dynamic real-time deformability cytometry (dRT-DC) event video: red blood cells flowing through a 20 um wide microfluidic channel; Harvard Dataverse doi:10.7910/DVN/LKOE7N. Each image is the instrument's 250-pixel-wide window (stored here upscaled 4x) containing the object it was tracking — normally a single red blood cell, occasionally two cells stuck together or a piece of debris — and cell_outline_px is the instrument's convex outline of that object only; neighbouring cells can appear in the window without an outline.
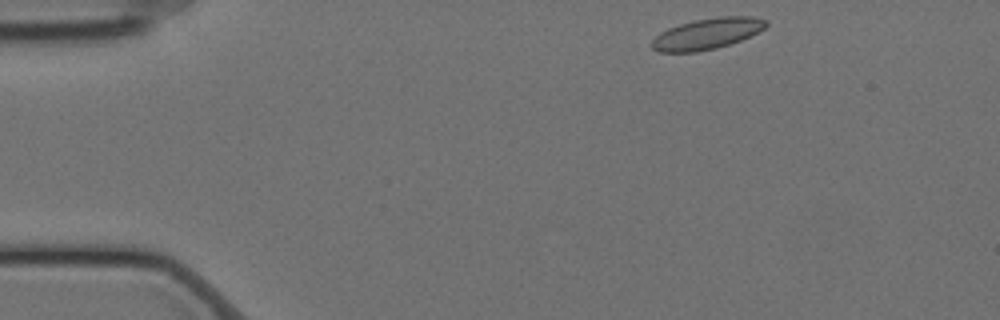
{"species": "Egyptian fruit bat (a non-hibernating species)", "species_latin": "Rousettus aegyptiacus", "temperature_condition": "cold", "stored_images_in_passage": 50, "camera_frame_rate_fps": 3000, "um_per_image_px": 0.085, "animal": {"sex": "female"}, "frame": {"image": 1, "passage_image": 1, "time_ms": 0.0, "image_size_px": [1000, 320], "cell_outline_px": [[768, 24], [764, 28], [740, 40], [716, 48], [696, 52], [660, 52], [652, 48], [648, 44], [660, 32], [668, 28], [680, 24], [696, 20], [720, 16], [752, 16], [768, 20]], "centroid_in_image_um": [60.07, 2.86], "position_along_channel_um": 24.9, "area_um2": 20.52}}
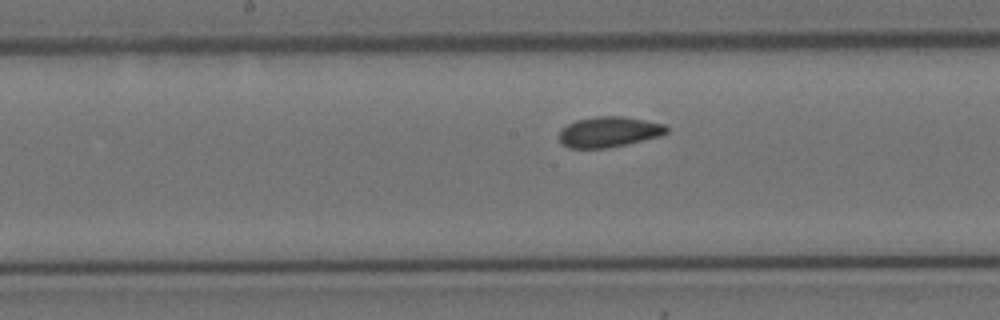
{"frame": {"image": 2, "passage_image": 22, "time_ms": 7.0, "image_size_px": [1000, 320], "cell_outline_px": [[668, 132], [660, 136], [624, 144], [604, 148], [568, 148], [560, 144], [560, 128], [576, 120], [596, 116], [624, 116], [664, 124], [668, 128]], "centroid_in_image_um": [51.72, 11.2], "position_along_channel_um": 196.5, "area_um2": 19.02}}
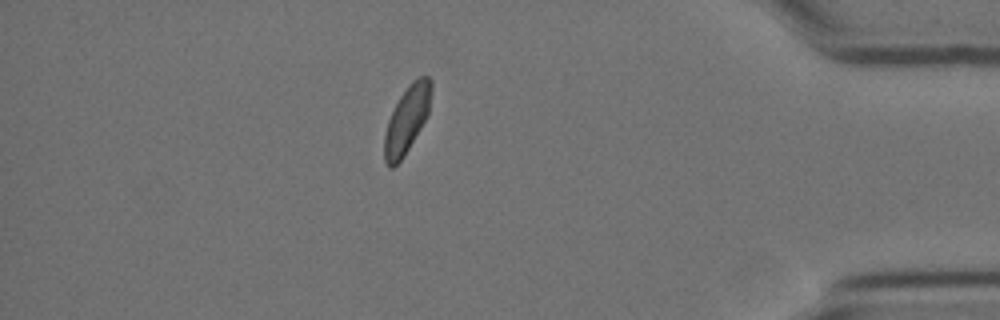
{"frame": {"image": 3, "passage_image": 43, "time_ms": 14.0, "image_size_px": [1000, 320], "cell_outline_px": [[432, 92], [428, 116], [404, 156], [392, 168], [388, 168], [384, 160], [384, 136], [388, 120], [400, 96], [412, 80], [420, 76], [428, 76], [432, 80]], "centroid_in_image_um": [34.6, 10.15], "position_along_channel_um": 400.6, "area_um2": 18.38}, "authors_computed_cell_mechanics": {"area_um2": 19.1896, "velocity_mm_per_s": 3.4758, "shape_relaxation_time_tau1_ms": 4.0047, "shape_relaxation_time_tau2_ms": 2.1688, "deformation_change_tau1": 0.0727, "deformation_change_tau2": 0.0574}}